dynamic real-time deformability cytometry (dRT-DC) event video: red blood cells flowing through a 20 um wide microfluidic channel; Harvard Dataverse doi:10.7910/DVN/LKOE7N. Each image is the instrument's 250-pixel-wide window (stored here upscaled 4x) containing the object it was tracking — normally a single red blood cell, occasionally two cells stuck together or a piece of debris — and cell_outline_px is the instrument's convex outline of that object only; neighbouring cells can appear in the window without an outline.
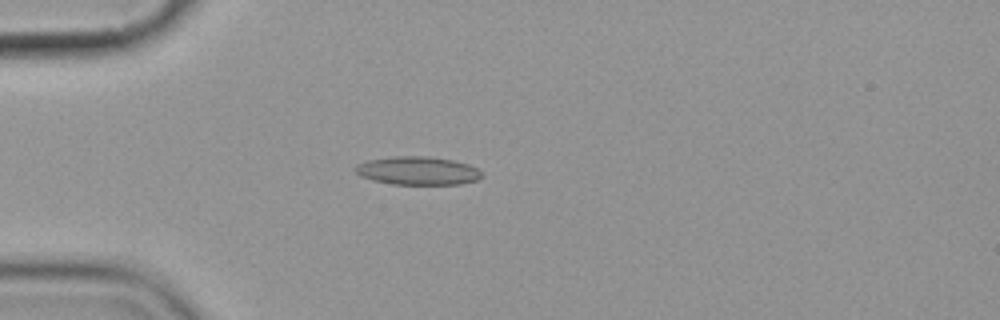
{"species": "common noctule bat (a hibernating species)", "species_latin": "Nyctalus noctula", "temperature_condition": "cold", "stored_images_in_passage": 3, "camera_frame_rate_fps": 3000, "um_per_image_px": 0.085, "animal": {"sex": "female", "body_mass_g": 19.9}, "frame": {"image": 1, "passage_image": 3, "time_ms": 2.333, "image_size_px": [1000, 320], "cell_outline_px": [[480, 176], [476, 180], [460, 184], [392, 184], [372, 180], [360, 176], [352, 168], [356, 164], [368, 160], [392, 156], [428, 156], [452, 160], [468, 164], [476, 168], [480, 172]], "centroid_in_image_um": [35.43, 14.5], "position_along_channel_um": 49.6, "area_um2": 20.81}}